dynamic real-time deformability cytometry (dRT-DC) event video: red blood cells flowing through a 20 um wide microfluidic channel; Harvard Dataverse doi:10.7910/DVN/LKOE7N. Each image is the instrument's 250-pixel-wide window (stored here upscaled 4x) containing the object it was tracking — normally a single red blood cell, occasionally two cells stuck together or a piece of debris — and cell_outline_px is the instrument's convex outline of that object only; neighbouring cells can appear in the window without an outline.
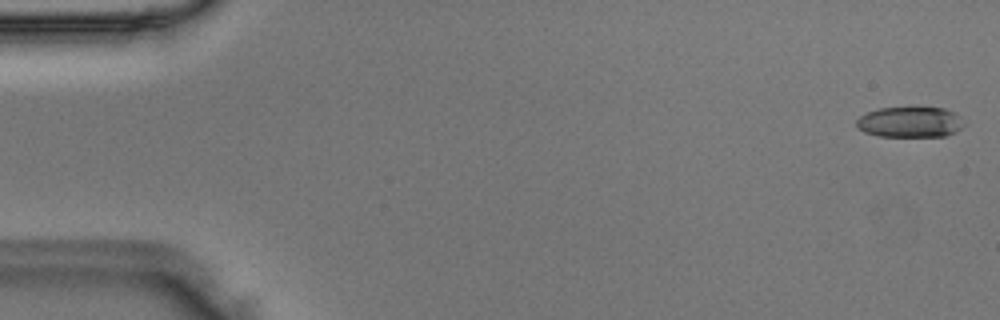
{"species": "Egyptian fruit bat (a non-hibernating species)", "species_latin": "Rousettus aegyptiacus", "temperature_condition": "room temperature", "stored_images_in_passage": 50, "camera_frame_rate_fps": 3000, "um_per_image_px": 0.085, "animal": {"sex": "male"}, "frame": {"image": 1, "passage_image": 1, "time_ms": 0.0, "image_size_px": [1000, 320], "cell_outline_px": [[964, 124], [956, 132], [944, 136], [876, 136], [864, 132], [856, 124], [856, 120], [860, 116], [868, 112], [880, 108], [944, 108], [956, 112], [960, 116]], "centroid_in_image_um": [77.37, 10.38], "position_along_channel_um": 7.6, "area_um2": 19.07}}
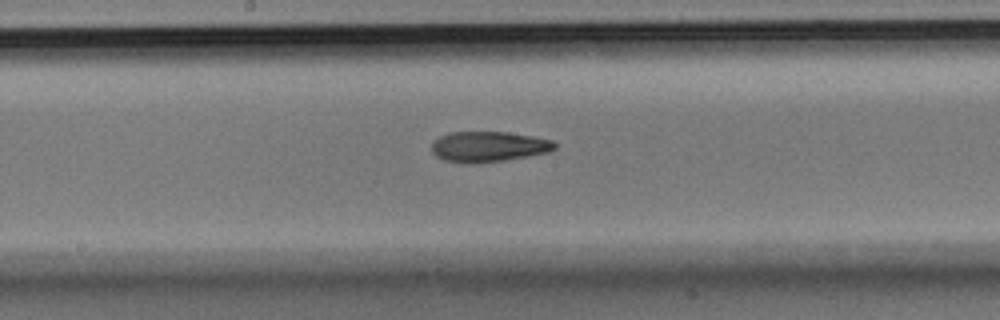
{"frame": {"image": 2, "passage_image": 26, "time_ms": 8.333, "image_size_px": [1000, 320], "cell_outline_px": [[556, 148], [548, 152], [504, 160], [444, 160], [436, 156], [432, 152], [432, 140], [448, 132], [508, 132], [532, 136], [552, 140], [556, 144]], "centroid_in_image_um": [41.54, 12.4], "position_along_channel_um": 206.7, "area_um2": 20.98}}
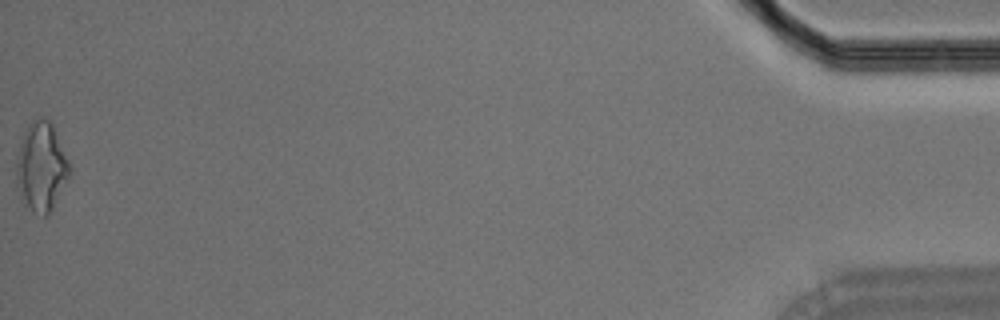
{"frame": {"image": 3, "passage_image": 50, "time_ms": 16.333, "image_size_px": [1000, 320], "cell_outline_px": [[72, 172], [48, 216], [44, 216], [32, 212], [24, 204], [20, 196], [16, 180], [16, 160], [20, 144], [24, 132], [32, 120], [40, 116], [44, 116], [52, 124], [72, 168]], "centroid_in_image_um": [3.52, 14.19], "position_along_channel_um": 431.7, "area_um2": 27.8}}